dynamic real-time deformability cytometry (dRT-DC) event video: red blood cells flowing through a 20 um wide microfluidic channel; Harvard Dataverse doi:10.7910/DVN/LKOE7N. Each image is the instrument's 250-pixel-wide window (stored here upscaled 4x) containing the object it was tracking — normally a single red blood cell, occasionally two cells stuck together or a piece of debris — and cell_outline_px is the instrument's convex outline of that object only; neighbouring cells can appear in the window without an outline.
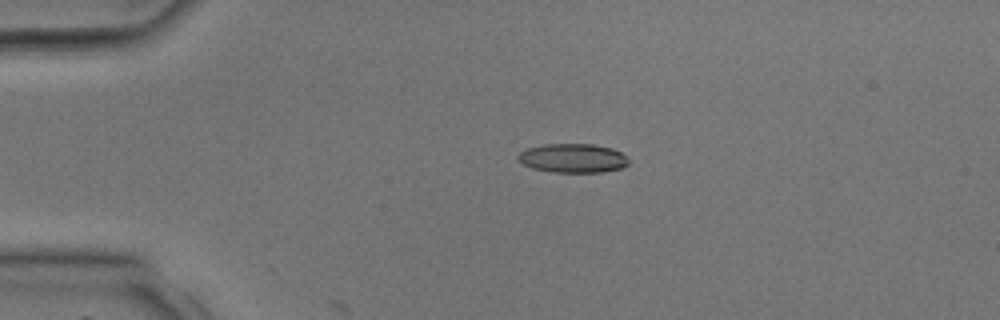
{"species": "common noctule bat (a hibernating species)", "species_latin": "Nyctalus noctula", "temperature_condition": "room temperature", "stored_images_in_passage": 4, "camera_frame_rate_fps": 3000, "um_per_image_px": 0.085, "animal": {"sex": "male", "body_mass_g": 17.9, "forearm_length_mm": 54.2}, "frame": {"image": 1, "passage_image": 1, "time_ms": 0.0, "image_size_px": [1000, 320], "cell_outline_px": [[628, 164], [624, 168], [600, 172], [552, 172], [532, 168], [516, 160], [516, 156], [520, 152], [528, 148], [544, 144], [592, 144], [612, 148], [620, 152], [628, 160]], "centroid_in_image_um": [48.67, 13.44], "position_along_channel_um": 36.3, "area_um2": 18.73}}